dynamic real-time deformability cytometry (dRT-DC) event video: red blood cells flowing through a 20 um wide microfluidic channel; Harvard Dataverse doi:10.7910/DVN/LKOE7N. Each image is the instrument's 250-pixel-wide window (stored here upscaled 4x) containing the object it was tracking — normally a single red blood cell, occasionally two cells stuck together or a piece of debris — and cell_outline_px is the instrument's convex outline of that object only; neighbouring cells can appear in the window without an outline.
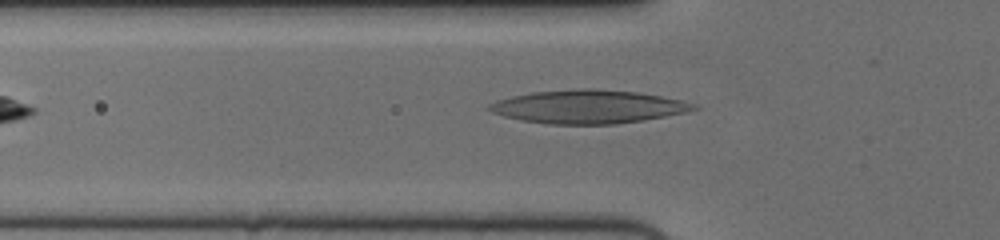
{"species": "human", "species_latin": "Homo sapiens", "temperature_condition": "cold", "stored_images_in_passage": 5, "segment_of_instrument_passage": [2, 2], "camera_frame_rate_fps": 3000, "um_per_image_px": 0.085, "donor": {"sex": "female"}, "frame": {"image": 1, "passage_image": 3, "time_ms": 0.667, "image_size_px": [1000, 240], "cell_outline_px": [[380, 176], [372, 180], [300, 180], [192, 176], [192, 172], [284, 156], [364, 172]], "centroid_in_image_um": [24.31, 14.53], "position_along_channel_um": 101.5, "area_um2": 18.9}}